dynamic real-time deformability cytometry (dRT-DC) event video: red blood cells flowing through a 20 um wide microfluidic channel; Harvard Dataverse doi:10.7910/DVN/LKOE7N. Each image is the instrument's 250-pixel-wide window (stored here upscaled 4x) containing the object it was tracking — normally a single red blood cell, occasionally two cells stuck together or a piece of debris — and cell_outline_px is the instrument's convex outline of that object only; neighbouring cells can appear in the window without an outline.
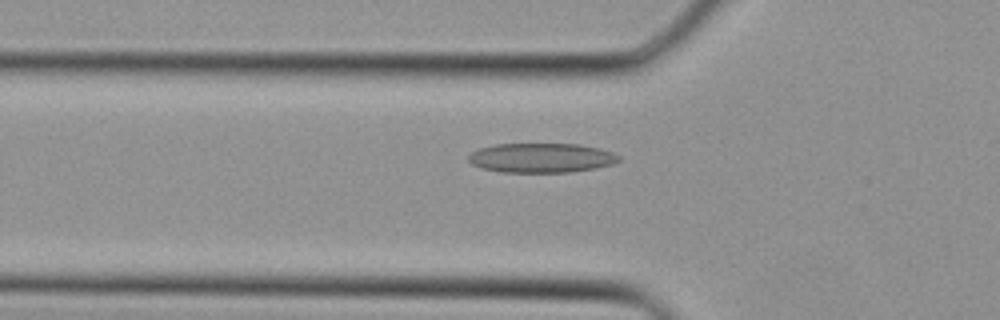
{"species": "Egyptian fruit bat (a non-hibernating species)", "species_latin": "Rousettus aegyptiacus", "temperature_condition": "cold", "stored_images_in_passage": 34, "camera_frame_rate_fps": 3000, "um_per_image_px": 0.085, "animal": {"sex": "female"}, "frame": {"image": 1, "passage_image": 12, "time_ms": 3.667, "image_size_px": [1000, 320], "cell_outline_px": [[620, 160], [612, 164], [596, 168], [572, 172], [500, 172], [480, 168], [472, 164], [468, 160], [468, 156], [472, 152], [480, 148], [496, 144], [580, 144], [600, 148], [612, 152], [620, 156]], "centroid_in_image_um": [46.02, 13.42], "position_along_channel_um": 79.8, "area_um2": 25.95}}
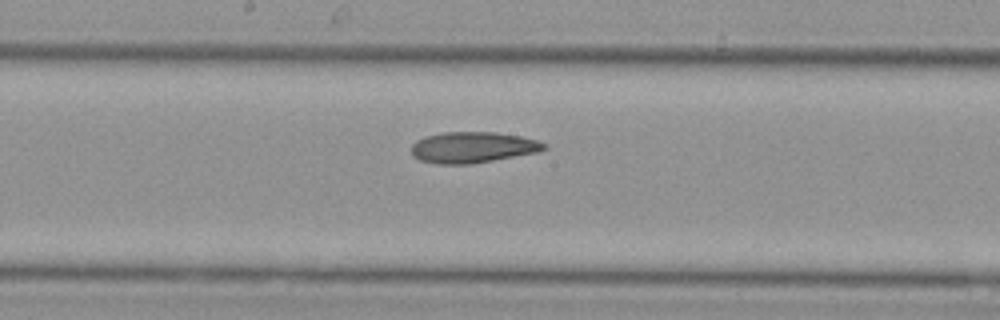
{"frame": {"image": 2, "passage_image": 19, "time_ms": 6.0, "image_size_px": [1000, 320], "cell_outline_px": [[548, 148], [536, 152], [472, 164], [436, 164], [420, 160], [412, 156], [412, 144], [416, 140], [424, 136], [444, 132], [496, 132], [520, 136], [536, 140], [548, 144]], "centroid_in_image_um": [40.16, 12.52], "position_along_channel_um": 208.0, "area_um2": 24.04}}
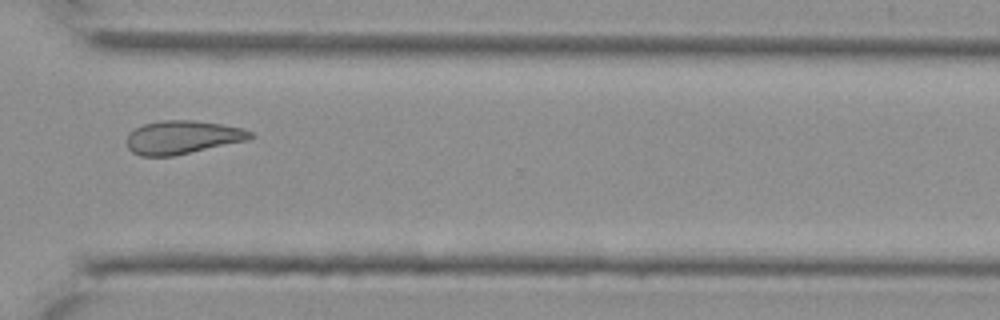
{"frame": {"image": 3, "passage_image": 27, "time_ms": 8.667, "image_size_px": [1000, 320], "cell_outline_px": [[256, 136], [252, 140], [172, 156], [140, 156], [132, 152], [128, 148], [128, 136], [136, 128], [144, 124], [164, 120], [192, 120], [220, 124], [244, 128], [252, 132]], "centroid_in_image_um": [15.6, 11.68], "position_along_channel_um": 355.0, "area_um2": 24.1}}